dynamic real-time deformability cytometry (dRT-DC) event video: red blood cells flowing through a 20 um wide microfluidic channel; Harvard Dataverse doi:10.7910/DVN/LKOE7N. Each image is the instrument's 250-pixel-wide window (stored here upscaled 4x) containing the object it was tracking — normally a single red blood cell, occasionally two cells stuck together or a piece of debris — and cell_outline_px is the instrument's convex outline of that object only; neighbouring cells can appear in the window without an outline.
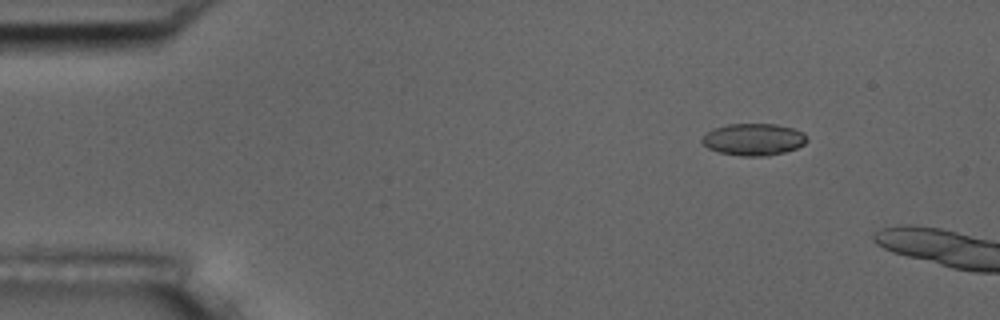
{"species": "common noctule bat (a hibernating species)", "species_latin": "Nyctalus noctula", "temperature_condition": "room temperature", "stored_images_in_passage": 4, "camera_frame_rate_fps": 3000, "um_per_image_px": 0.085, "animal": {"sex": "male", "body_mass_g": 17.5, "forearm_length_mm": 52.3}, "frame": {"image": 1, "passage_image": 2, "time_ms": 1.333, "image_size_px": [1000, 320], "cell_outline_px": [[808, 140], [804, 144], [796, 148], [784, 152], [768, 156], [740, 156], [720, 152], [708, 148], [700, 140], [712, 128], [728, 124], [776, 124], [792, 128], [804, 132], [808, 136]], "centroid_in_image_um": [64.08, 11.85], "position_along_channel_um": 20.9, "area_um2": 19.59}}